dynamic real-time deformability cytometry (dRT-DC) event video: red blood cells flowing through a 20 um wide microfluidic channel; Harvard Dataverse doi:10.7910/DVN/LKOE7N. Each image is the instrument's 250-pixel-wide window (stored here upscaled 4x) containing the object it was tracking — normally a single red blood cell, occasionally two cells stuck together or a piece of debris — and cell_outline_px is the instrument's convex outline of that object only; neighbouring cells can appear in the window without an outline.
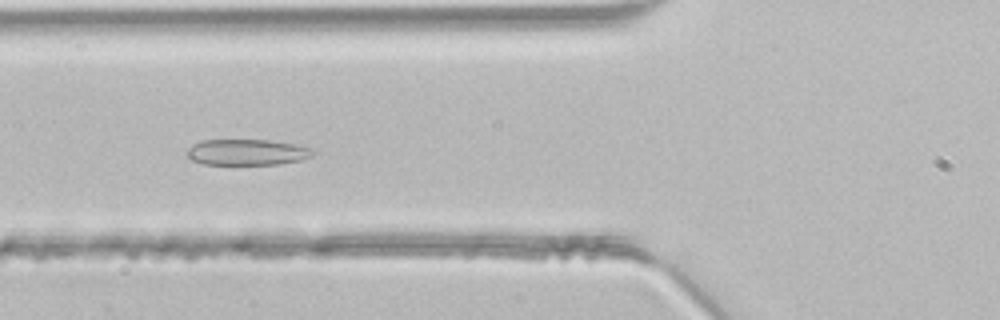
{"species": "common noctule bat (a hibernating species)", "species_latin": "Nyctalus noctula", "temperature_condition": "room temperature", "stored_images_in_passage": 39, "camera_frame_rate_fps": 3000, "um_per_image_px": 0.085, "animal": {"sex": "male", "body_mass_g": 21.5, "forearm_length_mm": 52.0}, "frame": {"image": 1, "passage_image": 9, "time_ms": 2.667, "image_size_px": [1000, 320], "cell_outline_px": [[316, 152], [312, 156], [300, 160], [280, 164], [204, 164], [192, 160], [188, 156], [188, 148], [192, 144], [200, 140], [268, 140], [316, 148]], "centroid_in_image_um": [21.03, 12.93], "position_along_channel_um": 104.8, "area_um2": 19.07}}
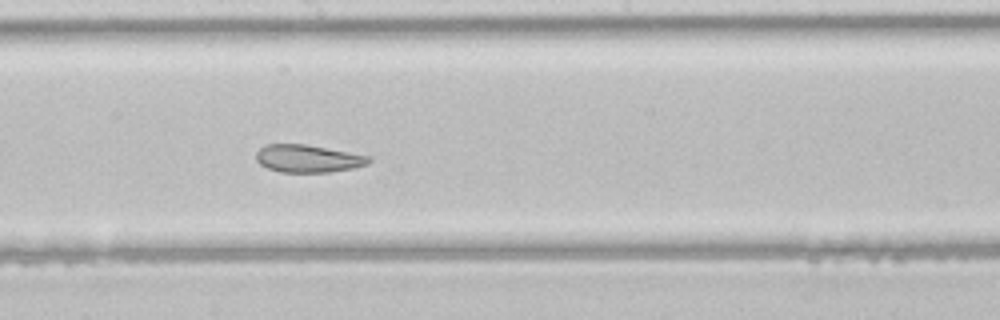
{"frame": {"image": 2, "passage_image": 17, "time_ms": 5.333, "image_size_px": [1000, 320], "cell_outline_px": [[372, 160], [368, 164], [352, 168], [328, 172], [280, 172], [268, 168], [260, 164], [256, 160], [256, 152], [260, 148], [268, 144], [304, 144], [368, 156]], "centroid_in_image_um": [26.14, 13.48], "position_along_channel_um": 222.1, "area_um2": 17.86}}
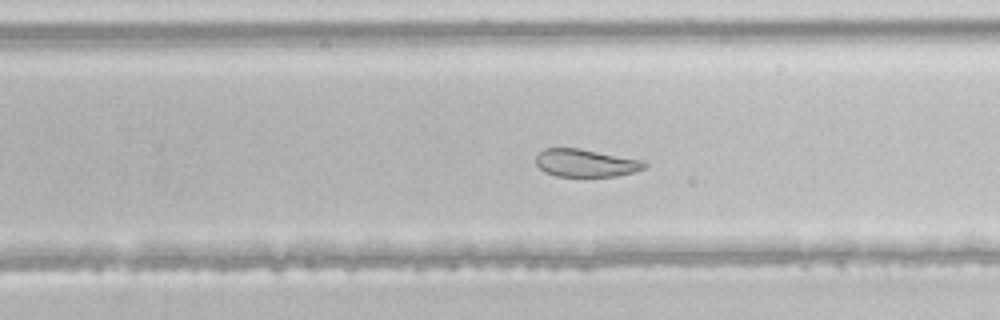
{"frame": {"image": 3, "passage_image": 21, "time_ms": 6.667, "image_size_px": [1000, 320], "cell_outline_px": [[648, 164], [644, 168], [636, 172], [616, 176], [556, 176], [544, 172], [536, 164], [536, 156], [544, 148], [580, 148], [644, 160]], "centroid_in_image_um": [49.81, 13.85], "position_along_channel_um": 280.0, "area_um2": 17.69}}